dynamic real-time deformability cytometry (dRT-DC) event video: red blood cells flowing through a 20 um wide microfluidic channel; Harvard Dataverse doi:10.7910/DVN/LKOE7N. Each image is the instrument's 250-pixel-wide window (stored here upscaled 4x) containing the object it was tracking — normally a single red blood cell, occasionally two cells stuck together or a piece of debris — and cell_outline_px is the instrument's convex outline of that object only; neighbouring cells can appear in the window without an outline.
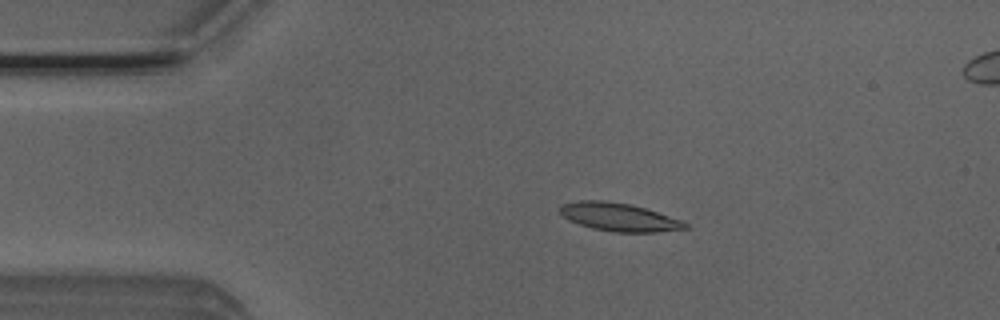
{"species": "Egyptian fruit bat (a non-hibernating species)", "species_latin": "Rousettus aegyptiacus", "temperature_condition": "room temperature", "stored_images_in_passage": 4, "camera_frame_rate_fps": 3000, "um_per_image_px": 0.085, "animal": {"sex": "male"}, "frame": {"image": 1, "passage_image": 3, "time_ms": 0.667, "image_size_px": [1000, 320], "cell_outline_px": [[692, 228], [656, 232], [616, 232], [592, 228], [568, 220], [560, 212], [560, 204], [580, 200], [604, 200], [632, 204], [680, 220], [688, 224]], "centroid_in_image_um": [52.61, 18.45], "position_along_channel_um": 32.4, "area_um2": 20.46}}